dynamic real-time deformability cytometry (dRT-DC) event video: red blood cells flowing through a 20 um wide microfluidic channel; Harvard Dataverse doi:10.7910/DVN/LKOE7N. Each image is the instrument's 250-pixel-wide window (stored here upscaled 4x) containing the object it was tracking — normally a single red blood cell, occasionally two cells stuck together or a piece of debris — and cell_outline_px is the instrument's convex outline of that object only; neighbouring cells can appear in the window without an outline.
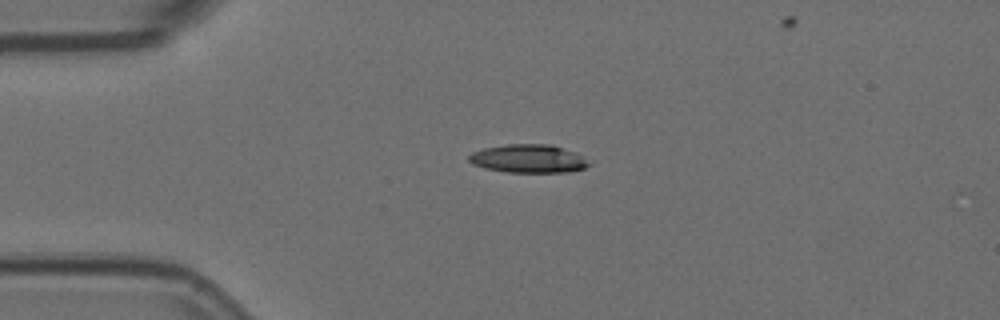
{"species": "Egyptian fruit bat (a non-hibernating species)", "species_latin": "Rousettus aegyptiacus", "temperature_condition": "room temperature", "stored_images_in_passage": 39, "camera_frame_rate_fps": 3000, "um_per_image_px": 0.085, "animal": {"sex": "female"}, "frame": {"image": 1, "passage_image": 1, "time_ms": 0.0, "image_size_px": [1000, 320], "cell_outline_px": [[592, 164], [584, 168], [568, 172], [504, 172], [484, 168], [472, 164], [468, 160], [468, 156], [472, 152], [484, 148], [508, 144], [552, 144], [572, 152], [580, 156]], "centroid_in_image_um": [44.86, 13.49], "position_along_channel_um": 40.1, "area_um2": 19.71}}
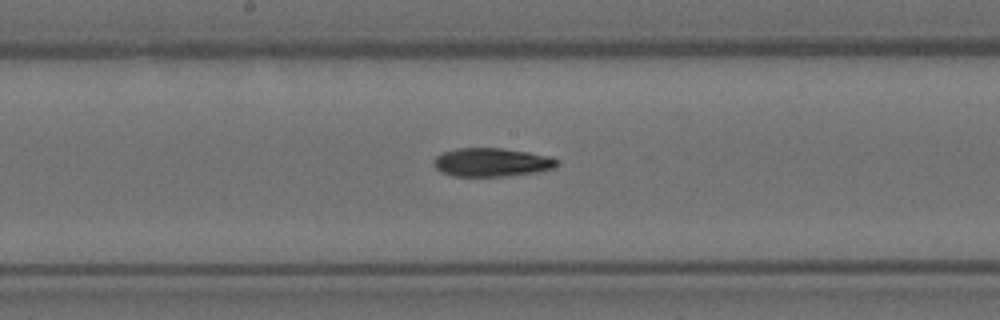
{"frame": {"image": 2, "passage_image": 17, "time_ms": 5.333, "image_size_px": [1000, 320], "cell_outline_px": [[560, 164], [556, 168], [536, 172], [508, 176], [452, 176], [440, 172], [432, 164], [432, 160], [440, 152], [456, 148], [504, 148], [552, 156], [560, 160]], "centroid_in_image_um": [41.8, 13.79], "position_along_channel_um": 206.4, "area_um2": 21.04}}
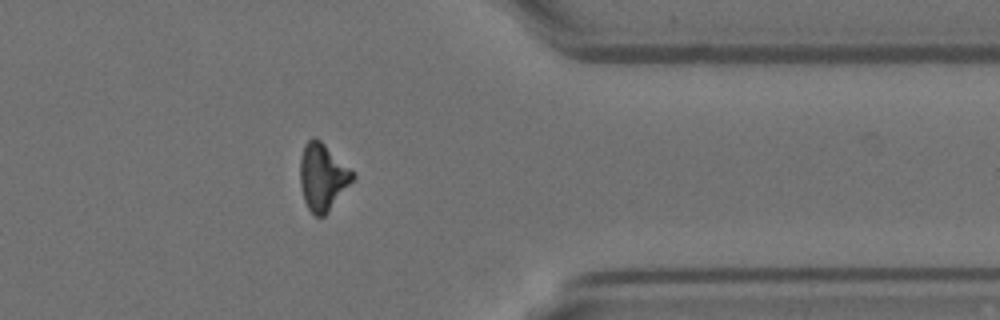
{"frame": {"image": 3, "passage_image": 33, "time_ms": 10.667, "image_size_px": [1000, 320], "cell_outline_px": [[356, 176], [328, 212], [324, 216], [316, 216], [308, 208], [304, 200], [300, 184], [300, 156], [304, 144], [312, 136], [320, 140]], "centroid_in_image_um": [27.38, 15.04], "position_along_channel_um": 384.0, "area_um2": 20.11}}